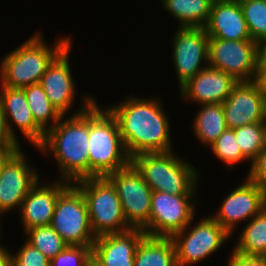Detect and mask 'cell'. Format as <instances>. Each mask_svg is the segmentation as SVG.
I'll list each match as a JSON object with an SVG mask.
<instances>
[{
	"label": "cell",
	"mask_w": 266,
	"mask_h": 266,
	"mask_svg": "<svg viewBox=\"0 0 266 266\" xmlns=\"http://www.w3.org/2000/svg\"><path fill=\"white\" fill-rule=\"evenodd\" d=\"M158 99L130 97L108 107L116 117L122 141L132 159L140 153L173 151L170 124Z\"/></svg>",
	"instance_id": "6da1fadb"
},
{
	"label": "cell",
	"mask_w": 266,
	"mask_h": 266,
	"mask_svg": "<svg viewBox=\"0 0 266 266\" xmlns=\"http://www.w3.org/2000/svg\"><path fill=\"white\" fill-rule=\"evenodd\" d=\"M80 111L58 123L45 133L42 152L52 151L60 166L62 181L77 182L90 178L89 164V107L95 102L93 97L85 96Z\"/></svg>",
	"instance_id": "7a4b0ae2"
},
{
	"label": "cell",
	"mask_w": 266,
	"mask_h": 266,
	"mask_svg": "<svg viewBox=\"0 0 266 266\" xmlns=\"http://www.w3.org/2000/svg\"><path fill=\"white\" fill-rule=\"evenodd\" d=\"M90 178L106 177L131 163L124 147L116 117L96 101L89 107Z\"/></svg>",
	"instance_id": "3957f363"
},
{
	"label": "cell",
	"mask_w": 266,
	"mask_h": 266,
	"mask_svg": "<svg viewBox=\"0 0 266 266\" xmlns=\"http://www.w3.org/2000/svg\"><path fill=\"white\" fill-rule=\"evenodd\" d=\"M70 44V38H61L52 49L35 34L1 61L0 85L23 89L40 83L47 67Z\"/></svg>",
	"instance_id": "277c9868"
},
{
	"label": "cell",
	"mask_w": 266,
	"mask_h": 266,
	"mask_svg": "<svg viewBox=\"0 0 266 266\" xmlns=\"http://www.w3.org/2000/svg\"><path fill=\"white\" fill-rule=\"evenodd\" d=\"M131 163L141 173L152 191L169 194H194L198 175L194 167L180 160L172 151L140 153Z\"/></svg>",
	"instance_id": "5b68a950"
},
{
	"label": "cell",
	"mask_w": 266,
	"mask_h": 266,
	"mask_svg": "<svg viewBox=\"0 0 266 266\" xmlns=\"http://www.w3.org/2000/svg\"><path fill=\"white\" fill-rule=\"evenodd\" d=\"M83 193L92 232L96 237L130 230L115 186L107 177H92L74 183Z\"/></svg>",
	"instance_id": "8992f818"
},
{
	"label": "cell",
	"mask_w": 266,
	"mask_h": 266,
	"mask_svg": "<svg viewBox=\"0 0 266 266\" xmlns=\"http://www.w3.org/2000/svg\"><path fill=\"white\" fill-rule=\"evenodd\" d=\"M50 225L67 245L92 247L96 240L85 197L73 184L58 196Z\"/></svg>",
	"instance_id": "52a82bcc"
},
{
	"label": "cell",
	"mask_w": 266,
	"mask_h": 266,
	"mask_svg": "<svg viewBox=\"0 0 266 266\" xmlns=\"http://www.w3.org/2000/svg\"><path fill=\"white\" fill-rule=\"evenodd\" d=\"M115 186L126 222L131 229H141L149 236L152 189L130 163L106 176Z\"/></svg>",
	"instance_id": "ba28073f"
},
{
	"label": "cell",
	"mask_w": 266,
	"mask_h": 266,
	"mask_svg": "<svg viewBox=\"0 0 266 266\" xmlns=\"http://www.w3.org/2000/svg\"><path fill=\"white\" fill-rule=\"evenodd\" d=\"M208 66L222 70L237 82L255 81L257 42L209 38Z\"/></svg>",
	"instance_id": "9c48e42d"
},
{
	"label": "cell",
	"mask_w": 266,
	"mask_h": 266,
	"mask_svg": "<svg viewBox=\"0 0 266 266\" xmlns=\"http://www.w3.org/2000/svg\"><path fill=\"white\" fill-rule=\"evenodd\" d=\"M176 232L173 241L178 266L198 263L218 250L231 235L212 217L203 218L190 231ZM186 231L188 232L186 234ZM186 234V235H185Z\"/></svg>",
	"instance_id": "30bf717a"
},
{
	"label": "cell",
	"mask_w": 266,
	"mask_h": 266,
	"mask_svg": "<svg viewBox=\"0 0 266 266\" xmlns=\"http://www.w3.org/2000/svg\"><path fill=\"white\" fill-rule=\"evenodd\" d=\"M193 194H169L153 191L149 219V236L171 237L190 226L194 219Z\"/></svg>",
	"instance_id": "8fae6325"
},
{
	"label": "cell",
	"mask_w": 266,
	"mask_h": 266,
	"mask_svg": "<svg viewBox=\"0 0 266 266\" xmlns=\"http://www.w3.org/2000/svg\"><path fill=\"white\" fill-rule=\"evenodd\" d=\"M172 59L176 68L179 88L202 69V61L208 63L209 36L205 28L179 27L173 40Z\"/></svg>",
	"instance_id": "7c38bea8"
},
{
	"label": "cell",
	"mask_w": 266,
	"mask_h": 266,
	"mask_svg": "<svg viewBox=\"0 0 266 266\" xmlns=\"http://www.w3.org/2000/svg\"><path fill=\"white\" fill-rule=\"evenodd\" d=\"M265 206L266 190L246 178L226 196L213 218L232 236L237 223L255 217Z\"/></svg>",
	"instance_id": "4fadbf2b"
},
{
	"label": "cell",
	"mask_w": 266,
	"mask_h": 266,
	"mask_svg": "<svg viewBox=\"0 0 266 266\" xmlns=\"http://www.w3.org/2000/svg\"><path fill=\"white\" fill-rule=\"evenodd\" d=\"M222 105L228 128L266 122L265 95L255 81L237 82Z\"/></svg>",
	"instance_id": "5bb4252c"
},
{
	"label": "cell",
	"mask_w": 266,
	"mask_h": 266,
	"mask_svg": "<svg viewBox=\"0 0 266 266\" xmlns=\"http://www.w3.org/2000/svg\"><path fill=\"white\" fill-rule=\"evenodd\" d=\"M26 163L19 148L4 164L0 173V215L21 207L28 192L39 181V176Z\"/></svg>",
	"instance_id": "9a60e30c"
},
{
	"label": "cell",
	"mask_w": 266,
	"mask_h": 266,
	"mask_svg": "<svg viewBox=\"0 0 266 266\" xmlns=\"http://www.w3.org/2000/svg\"><path fill=\"white\" fill-rule=\"evenodd\" d=\"M145 236L141 229H130L96 237L92 257L101 266H134L137 247Z\"/></svg>",
	"instance_id": "2e32d148"
},
{
	"label": "cell",
	"mask_w": 266,
	"mask_h": 266,
	"mask_svg": "<svg viewBox=\"0 0 266 266\" xmlns=\"http://www.w3.org/2000/svg\"><path fill=\"white\" fill-rule=\"evenodd\" d=\"M71 44L67 46L47 67L40 84L52 106L64 116L74 102V81L69 65Z\"/></svg>",
	"instance_id": "e0dca14e"
},
{
	"label": "cell",
	"mask_w": 266,
	"mask_h": 266,
	"mask_svg": "<svg viewBox=\"0 0 266 266\" xmlns=\"http://www.w3.org/2000/svg\"><path fill=\"white\" fill-rule=\"evenodd\" d=\"M0 101L11 138L18 143L10 119H12V122H15L25 137L38 148L44 141L46 132L35 122L32 111L27 103L24 89L1 86Z\"/></svg>",
	"instance_id": "ac0fdd59"
},
{
	"label": "cell",
	"mask_w": 266,
	"mask_h": 266,
	"mask_svg": "<svg viewBox=\"0 0 266 266\" xmlns=\"http://www.w3.org/2000/svg\"><path fill=\"white\" fill-rule=\"evenodd\" d=\"M205 66L180 88L182 99L190 98L200 105L223 103L237 81L222 70Z\"/></svg>",
	"instance_id": "d6986e66"
},
{
	"label": "cell",
	"mask_w": 266,
	"mask_h": 266,
	"mask_svg": "<svg viewBox=\"0 0 266 266\" xmlns=\"http://www.w3.org/2000/svg\"><path fill=\"white\" fill-rule=\"evenodd\" d=\"M38 183L28 192L20 207L25 232L37 226L50 225L58 196L71 184L60 179L51 185Z\"/></svg>",
	"instance_id": "ffe728a7"
},
{
	"label": "cell",
	"mask_w": 266,
	"mask_h": 266,
	"mask_svg": "<svg viewBox=\"0 0 266 266\" xmlns=\"http://www.w3.org/2000/svg\"><path fill=\"white\" fill-rule=\"evenodd\" d=\"M204 28L209 38L252 40L239 0H214Z\"/></svg>",
	"instance_id": "44dd1931"
},
{
	"label": "cell",
	"mask_w": 266,
	"mask_h": 266,
	"mask_svg": "<svg viewBox=\"0 0 266 266\" xmlns=\"http://www.w3.org/2000/svg\"><path fill=\"white\" fill-rule=\"evenodd\" d=\"M134 266H178L172 239L146 235L137 247Z\"/></svg>",
	"instance_id": "7402d4cb"
},
{
	"label": "cell",
	"mask_w": 266,
	"mask_h": 266,
	"mask_svg": "<svg viewBox=\"0 0 266 266\" xmlns=\"http://www.w3.org/2000/svg\"><path fill=\"white\" fill-rule=\"evenodd\" d=\"M214 0H162L163 7L178 21L180 27L204 28L209 21Z\"/></svg>",
	"instance_id": "603a6c76"
},
{
	"label": "cell",
	"mask_w": 266,
	"mask_h": 266,
	"mask_svg": "<svg viewBox=\"0 0 266 266\" xmlns=\"http://www.w3.org/2000/svg\"><path fill=\"white\" fill-rule=\"evenodd\" d=\"M193 125L195 135L201 142L211 146L228 128L222 103L201 105Z\"/></svg>",
	"instance_id": "cb8c5ba5"
},
{
	"label": "cell",
	"mask_w": 266,
	"mask_h": 266,
	"mask_svg": "<svg viewBox=\"0 0 266 266\" xmlns=\"http://www.w3.org/2000/svg\"><path fill=\"white\" fill-rule=\"evenodd\" d=\"M232 251L266 256V206L242 230L239 242Z\"/></svg>",
	"instance_id": "d4e9b609"
},
{
	"label": "cell",
	"mask_w": 266,
	"mask_h": 266,
	"mask_svg": "<svg viewBox=\"0 0 266 266\" xmlns=\"http://www.w3.org/2000/svg\"><path fill=\"white\" fill-rule=\"evenodd\" d=\"M23 89L35 122L47 132L58 123L61 118L60 113L52 106L40 83ZM50 120H52V125L48 126Z\"/></svg>",
	"instance_id": "484cf974"
},
{
	"label": "cell",
	"mask_w": 266,
	"mask_h": 266,
	"mask_svg": "<svg viewBox=\"0 0 266 266\" xmlns=\"http://www.w3.org/2000/svg\"><path fill=\"white\" fill-rule=\"evenodd\" d=\"M237 143L247 160H254L266 145V122L235 128Z\"/></svg>",
	"instance_id": "4316f807"
},
{
	"label": "cell",
	"mask_w": 266,
	"mask_h": 266,
	"mask_svg": "<svg viewBox=\"0 0 266 266\" xmlns=\"http://www.w3.org/2000/svg\"><path fill=\"white\" fill-rule=\"evenodd\" d=\"M26 234L28 237L27 242L44 254L50 261L67 247L62 237L51 225L28 229Z\"/></svg>",
	"instance_id": "83f0119b"
},
{
	"label": "cell",
	"mask_w": 266,
	"mask_h": 266,
	"mask_svg": "<svg viewBox=\"0 0 266 266\" xmlns=\"http://www.w3.org/2000/svg\"><path fill=\"white\" fill-rule=\"evenodd\" d=\"M239 3L252 40L266 38V0H239Z\"/></svg>",
	"instance_id": "f1b7e54d"
},
{
	"label": "cell",
	"mask_w": 266,
	"mask_h": 266,
	"mask_svg": "<svg viewBox=\"0 0 266 266\" xmlns=\"http://www.w3.org/2000/svg\"><path fill=\"white\" fill-rule=\"evenodd\" d=\"M210 148L220 160L227 164L228 168H233L238 162L247 160L237 143L235 131L231 128H227Z\"/></svg>",
	"instance_id": "f546056e"
},
{
	"label": "cell",
	"mask_w": 266,
	"mask_h": 266,
	"mask_svg": "<svg viewBox=\"0 0 266 266\" xmlns=\"http://www.w3.org/2000/svg\"><path fill=\"white\" fill-rule=\"evenodd\" d=\"M91 257L92 247L67 245L50 261V266H86Z\"/></svg>",
	"instance_id": "4dcf8cb0"
},
{
	"label": "cell",
	"mask_w": 266,
	"mask_h": 266,
	"mask_svg": "<svg viewBox=\"0 0 266 266\" xmlns=\"http://www.w3.org/2000/svg\"><path fill=\"white\" fill-rule=\"evenodd\" d=\"M12 266H50V260L26 241L16 256L12 255Z\"/></svg>",
	"instance_id": "1f68e13d"
},
{
	"label": "cell",
	"mask_w": 266,
	"mask_h": 266,
	"mask_svg": "<svg viewBox=\"0 0 266 266\" xmlns=\"http://www.w3.org/2000/svg\"><path fill=\"white\" fill-rule=\"evenodd\" d=\"M247 179L266 190V145L252 161Z\"/></svg>",
	"instance_id": "d6a6232c"
},
{
	"label": "cell",
	"mask_w": 266,
	"mask_h": 266,
	"mask_svg": "<svg viewBox=\"0 0 266 266\" xmlns=\"http://www.w3.org/2000/svg\"><path fill=\"white\" fill-rule=\"evenodd\" d=\"M228 266H266V256L244 255L233 251Z\"/></svg>",
	"instance_id": "836d02e7"
},
{
	"label": "cell",
	"mask_w": 266,
	"mask_h": 266,
	"mask_svg": "<svg viewBox=\"0 0 266 266\" xmlns=\"http://www.w3.org/2000/svg\"><path fill=\"white\" fill-rule=\"evenodd\" d=\"M8 145H19V143H16L9 134L3 106L0 101V146Z\"/></svg>",
	"instance_id": "e575fe53"
},
{
	"label": "cell",
	"mask_w": 266,
	"mask_h": 266,
	"mask_svg": "<svg viewBox=\"0 0 266 266\" xmlns=\"http://www.w3.org/2000/svg\"><path fill=\"white\" fill-rule=\"evenodd\" d=\"M19 145L0 146V173L7 160L19 149Z\"/></svg>",
	"instance_id": "d590c367"
},
{
	"label": "cell",
	"mask_w": 266,
	"mask_h": 266,
	"mask_svg": "<svg viewBox=\"0 0 266 266\" xmlns=\"http://www.w3.org/2000/svg\"><path fill=\"white\" fill-rule=\"evenodd\" d=\"M257 67H266V38L257 42Z\"/></svg>",
	"instance_id": "8d00e7d4"
},
{
	"label": "cell",
	"mask_w": 266,
	"mask_h": 266,
	"mask_svg": "<svg viewBox=\"0 0 266 266\" xmlns=\"http://www.w3.org/2000/svg\"><path fill=\"white\" fill-rule=\"evenodd\" d=\"M255 82L257 83L260 91L266 95V67H257Z\"/></svg>",
	"instance_id": "74e56055"
},
{
	"label": "cell",
	"mask_w": 266,
	"mask_h": 266,
	"mask_svg": "<svg viewBox=\"0 0 266 266\" xmlns=\"http://www.w3.org/2000/svg\"><path fill=\"white\" fill-rule=\"evenodd\" d=\"M5 247L0 246V266H12V254Z\"/></svg>",
	"instance_id": "f35d334b"
},
{
	"label": "cell",
	"mask_w": 266,
	"mask_h": 266,
	"mask_svg": "<svg viewBox=\"0 0 266 266\" xmlns=\"http://www.w3.org/2000/svg\"><path fill=\"white\" fill-rule=\"evenodd\" d=\"M86 266H101V265L93 257H91L86 263Z\"/></svg>",
	"instance_id": "ab89813d"
},
{
	"label": "cell",
	"mask_w": 266,
	"mask_h": 266,
	"mask_svg": "<svg viewBox=\"0 0 266 266\" xmlns=\"http://www.w3.org/2000/svg\"><path fill=\"white\" fill-rule=\"evenodd\" d=\"M265 114H266V95H265Z\"/></svg>",
	"instance_id": "60d3db41"
}]
</instances>
